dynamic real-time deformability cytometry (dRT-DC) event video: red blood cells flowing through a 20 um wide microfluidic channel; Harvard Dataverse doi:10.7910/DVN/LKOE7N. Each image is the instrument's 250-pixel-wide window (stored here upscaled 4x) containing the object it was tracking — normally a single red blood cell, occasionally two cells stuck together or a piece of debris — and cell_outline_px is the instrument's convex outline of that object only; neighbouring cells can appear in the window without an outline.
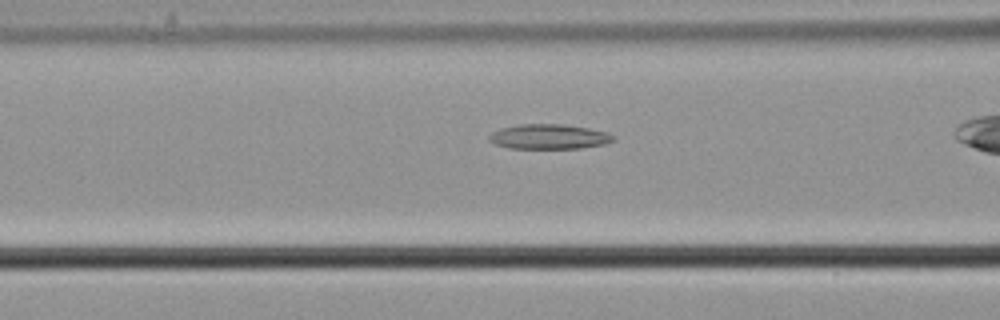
{"species": "common noctule bat (a hibernating species)", "species_latin": "Nyctalus noctula", "temperature_condition": "cold", "stored_images_in_passage": 37, "camera_frame_rate_fps": 3000, "um_per_image_px": 0.085, "animal": {"sex": "male", "body_mass_g": 21.5, "forearm_length_mm": 52.0}, "frame": {"image": 1, "passage_image": 16, "time_ms": 5.0, "image_size_px": [1000, 320], "cell_outline_px": [[612, 140], [604, 144], [580, 148], [508, 148], [496, 144], [488, 140], [488, 136], [492, 132], [500, 128], [520, 124], [564, 124], [588, 128], [608, 132], [612, 136]], "centroid_in_image_um": [46.61, 11.61], "position_along_channel_um": 120.0, "area_um2": 17.86}}
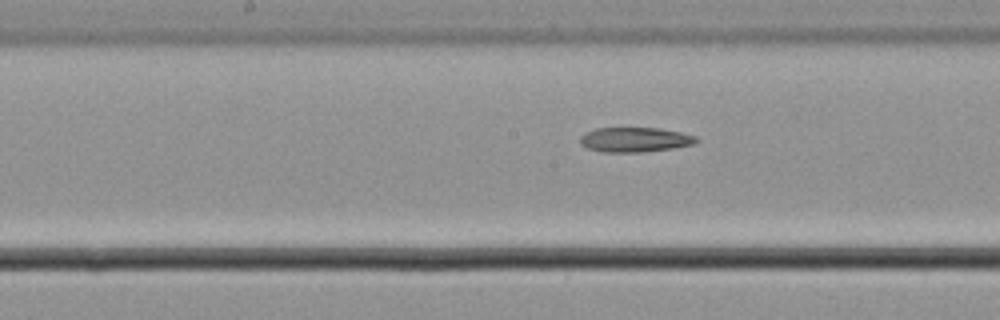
{"frame": {"image": 2, "passage_image": 22, "time_ms": 7.0, "image_size_px": [1000, 320], "cell_outline_px": [[700, 140], [692, 144], [672, 148], [640, 152], [600, 152], [588, 148], [580, 144], [580, 136], [584, 132], [596, 128], [660, 128], [680, 132], [696, 136]], "centroid_in_image_um": [53.93, 11.86], "position_along_channel_um": 194.3, "area_um2": 16.76}}
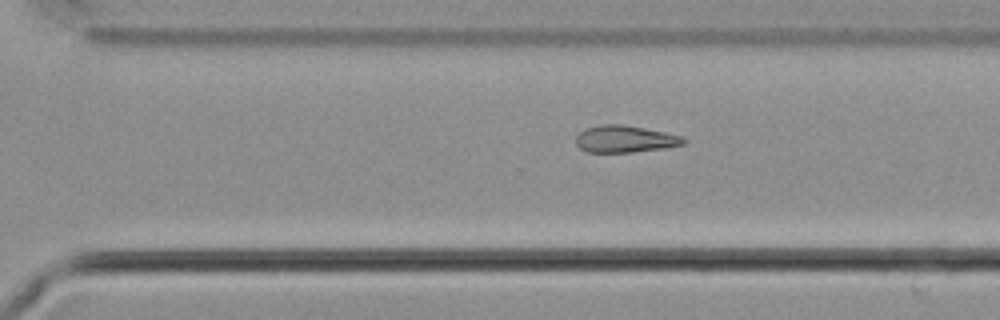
{"frame": {"image": 3, "passage_image": 32, "time_ms": 10.333, "image_size_px": [1000, 320], "cell_outline_px": [[688, 140], [684, 144], [664, 148], [632, 152], [588, 152], [580, 148], [576, 144], [576, 136], [584, 128], [600, 124], [624, 124], [684, 136]], "centroid_in_image_um": [53.13, 11.8], "position_along_channel_um": 317.5, "area_um2": 17.05}}